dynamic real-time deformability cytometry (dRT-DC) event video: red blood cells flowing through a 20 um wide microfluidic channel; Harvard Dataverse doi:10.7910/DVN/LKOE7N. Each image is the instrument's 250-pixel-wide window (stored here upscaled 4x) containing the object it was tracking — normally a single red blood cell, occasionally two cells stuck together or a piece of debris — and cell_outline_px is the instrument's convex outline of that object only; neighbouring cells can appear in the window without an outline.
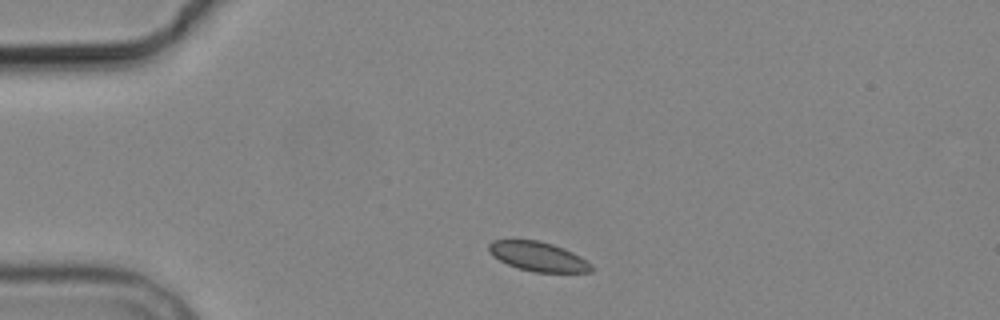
{"species": "common noctule bat (a hibernating species)", "species_latin": "Nyctalus noctula", "temperature_condition": "cold", "stored_images_in_passage": 2, "camera_frame_rate_fps": 3000, "um_per_image_px": 0.085, "animal": {"sex": "male", "body_mass_g": 19.2, "forearm_length_mm": 51.8}, "frame": {"image": 1, "passage_image": 1, "time_ms": 0.0, "image_size_px": [1000, 320], "cell_outline_px": [[592, 272], [536, 272], [520, 268], [508, 264], [492, 256], [488, 252], [488, 244], [492, 240], [540, 240], [564, 248], [588, 260], [592, 264]], "centroid_in_image_um": [45.75, 21.79], "position_along_channel_um": 39.3, "area_um2": 17.57}}